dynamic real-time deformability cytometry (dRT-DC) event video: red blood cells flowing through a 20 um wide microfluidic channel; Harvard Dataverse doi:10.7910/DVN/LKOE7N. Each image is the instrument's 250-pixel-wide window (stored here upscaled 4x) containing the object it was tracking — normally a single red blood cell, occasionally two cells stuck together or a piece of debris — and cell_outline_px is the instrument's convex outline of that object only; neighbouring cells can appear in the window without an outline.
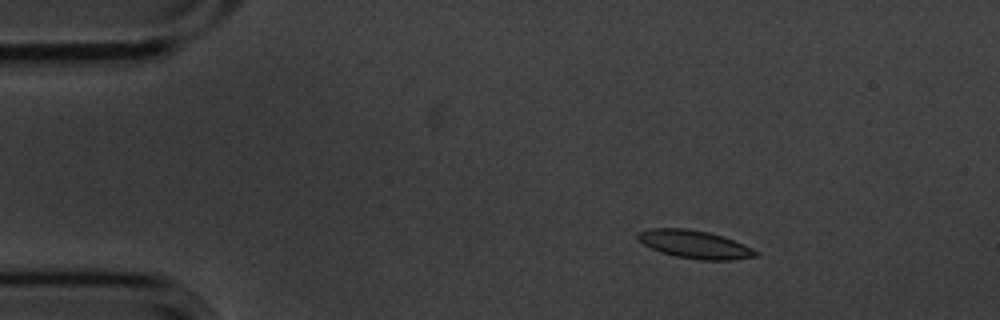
{"species": "common noctule bat (a hibernating species)", "species_latin": "Nyctalus noctula", "temperature_condition": "cold", "stored_images_in_passage": 4, "camera_frame_rate_fps": 3000, "um_per_image_px": 0.085, "animal": {"sex": "male", "body_mass_g": 20.1, "forearm_length_mm": 53.5}, "frame": {"image": 1, "passage_image": 2, "time_ms": 0.333, "image_size_px": [1000, 320], "cell_outline_px": [[760, 256], [732, 260], [700, 260], [676, 256], [660, 252], [644, 244], [636, 236], [640, 232], [648, 228], [688, 228], [708, 232], [724, 236], [752, 248], [760, 252]], "centroid_in_image_um": [59.1, 20.77], "position_along_channel_um": 25.9, "area_um2": 19.31}}